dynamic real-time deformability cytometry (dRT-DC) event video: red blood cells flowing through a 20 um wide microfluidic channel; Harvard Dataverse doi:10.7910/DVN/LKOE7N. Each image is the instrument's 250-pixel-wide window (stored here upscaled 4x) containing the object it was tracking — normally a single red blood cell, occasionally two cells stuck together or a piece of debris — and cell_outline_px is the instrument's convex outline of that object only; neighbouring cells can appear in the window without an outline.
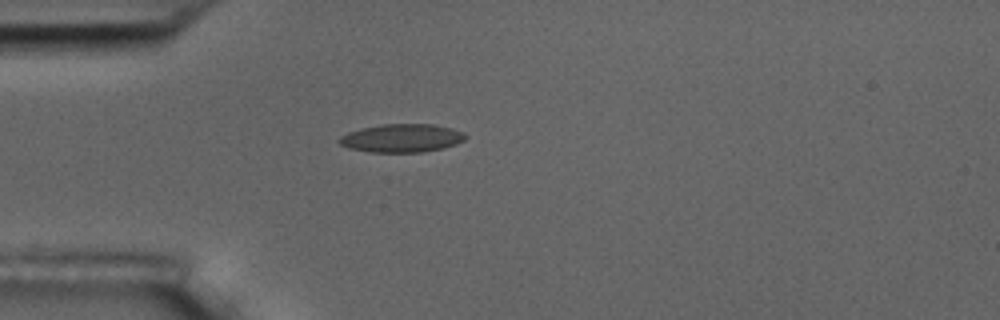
{"species": "common noctule bat (a hibernating species)", "species_latin": "Nyctalus noctula", "temperature_condition": "room temperature", "stored_images_in_passage": 2, "camera_frame_rate_fps": 3000, "um_per_image_px": 0.085, "animal": {"sex": "male", "body_mass_g": 17.5, "forearm_length_mm": 52.3}, "frame": {"image": 1, "passage_image": 2, "time_ms": 1.333, "image_size_px": [1000, 320], "cell_outline_px": [[468, 136], [464, 140], [456, 144], [444, 148], [420, 152], [372, 152], [352, 148], [340, 144], [336, 140], [340, 136], [348, 132], [360, 128], [380, 124], [432, 124], [452, 128], [464, 132]], "centroid_in_image_um": [34.16, 11.73], "position_along_channel_um": 50.8, "area_um2": 20.87}}